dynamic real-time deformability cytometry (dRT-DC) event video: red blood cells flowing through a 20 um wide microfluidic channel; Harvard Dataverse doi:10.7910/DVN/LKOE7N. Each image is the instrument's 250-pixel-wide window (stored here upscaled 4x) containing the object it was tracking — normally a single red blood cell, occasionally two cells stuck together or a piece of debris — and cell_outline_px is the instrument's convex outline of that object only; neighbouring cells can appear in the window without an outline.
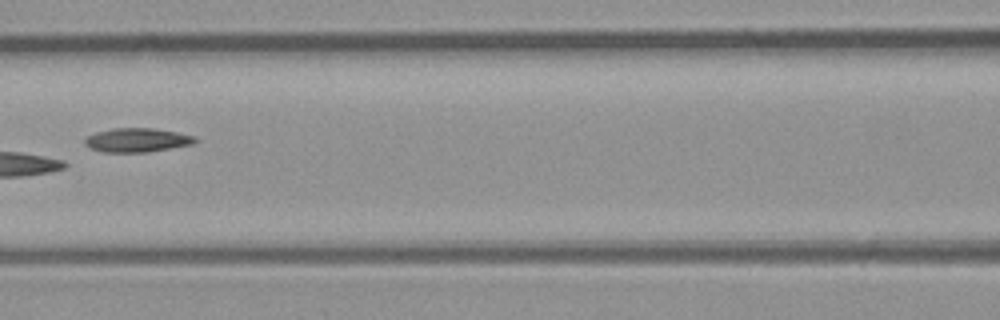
{"species": "common noctule bat (a hibernating species)", "species_latin": "Nyctalus noctula", "temperature_condition": "room temperature", "stored_images_in_passage": 7, "camera_frame_rate_fps": 3000, "um_per_image_px": 0.085, "animal": {"sex": "male", "body_mass_g": 23.1, "forearm_length_mm": 52.7}, "frame": {"image": 1, "passage_image": 7, "time_ms": 7.0, "image_size_px": [1000, 320], "cell_outline_px": [[200, 140], [192, 144], [148, 152], [104, 152], [92, 148], [84, 144], [84, 140], [88, 136], [96, 132], [112, 128], [156, 128], [196, 136]], "centroid_in_image_um": [11.69, 11.9], "position_along_channel_um": 154.9, "area_um2": 15.43}}